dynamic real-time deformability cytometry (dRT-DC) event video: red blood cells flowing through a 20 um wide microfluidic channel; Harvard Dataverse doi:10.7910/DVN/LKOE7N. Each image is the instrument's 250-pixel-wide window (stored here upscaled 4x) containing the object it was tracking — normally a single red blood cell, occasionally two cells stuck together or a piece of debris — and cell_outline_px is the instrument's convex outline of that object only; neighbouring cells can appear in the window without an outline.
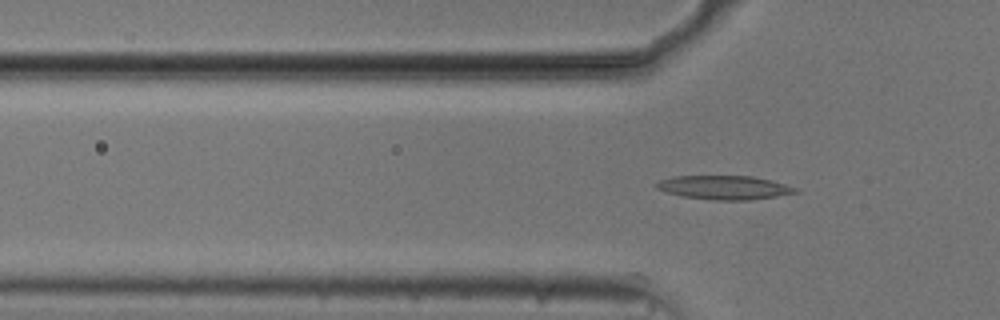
{"species": "common noctule bat (a hibernating species)", "species_latin": "Nyctalus noctula", "temperature_condition": "cold", "stored_images_in_passage": 17, "camera_frame_rate_fps": 3000, "um_per_image_px": 0.085, "animal": {"sex": "male", "body_mass_g": 20.5, "forearm_length_mm": 52.5}, "frame": {"image": 1, "passage_image": 17, "time_ms": 5.333, "image_size_px": [1000, 320], "cell_outline_px": [[800, 192], [752, 200], [716, 200], [680, 196], [656, 188], [656, 184], [660, 180], [676, 176], [752, 176], [772, 180], [800, 188]], "centroid_in_image_um": [61.64, 15.94], "position_along_channel_um": 64.2, "area_um2": 19.36}}